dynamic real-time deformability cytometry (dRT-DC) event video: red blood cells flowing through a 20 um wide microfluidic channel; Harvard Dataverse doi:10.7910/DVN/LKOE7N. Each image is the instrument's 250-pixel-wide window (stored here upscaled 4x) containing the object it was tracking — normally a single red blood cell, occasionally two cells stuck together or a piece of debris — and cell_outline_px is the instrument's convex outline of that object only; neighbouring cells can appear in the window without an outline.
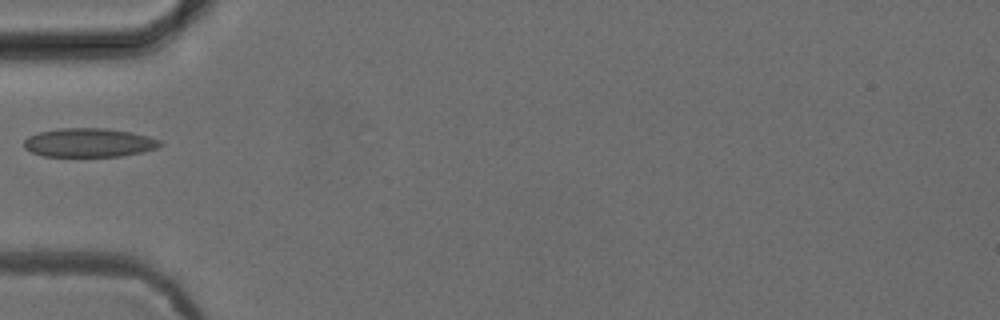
{"species": "common noctule bat (a hibernating species)", "species_latin": "Nyctalus noctula", "temperature_condition": "cold", "stored_images_in_passage": 25, "camera_frame_rate_fps": 3000, "um_per_image_px": 0.085, "animal": {"sex": "female", "body_mass_g": 24.6, "forearm_length_mm": 56.2}, "frame": {"image": 1, "passage_image": 1, "time_ms": 0.0, "image_size_px": [1000, 320], "cell_outline_px": [[164, 144], [156, 148], [144, 152], [120, 156], [44, 156], [32, 152], [24, 148], [24, 140], [28, 136], [40, 132], [60, 128], [108, 128], [132, 132], [148, 136], [160, 140]], "centroid_in_image_um": [7.59, 12.12], "position_along_channel_um": 77.4, "area_um2": 22.95}}
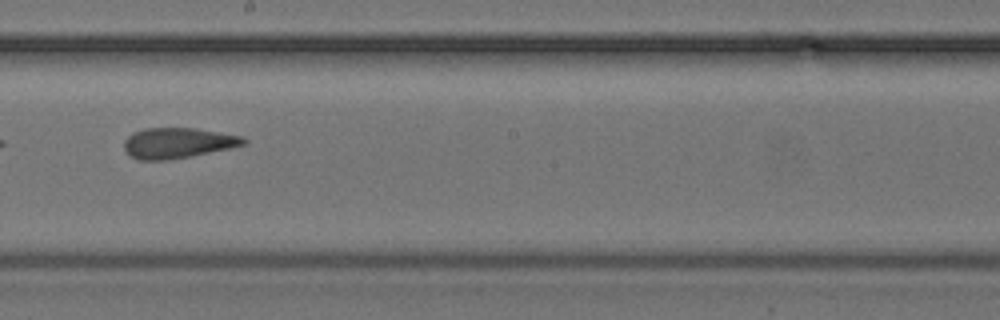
{"frame": {"image": 2, "passage_image": 13, "time_ms": 4.0, "image_size_px": [1000, 320], "cell_outline_px": [[248, 144], [168, 160], [140, 160], [132, 156], [124, 148], [124, 140], [132, 132], [144, 128], [192, 128], [244, 136], [248, 140]], "centroid_in_image_um": [15.11, 12.14], "position_along_channel_um": 233.1, "area_um2": 21.04}}
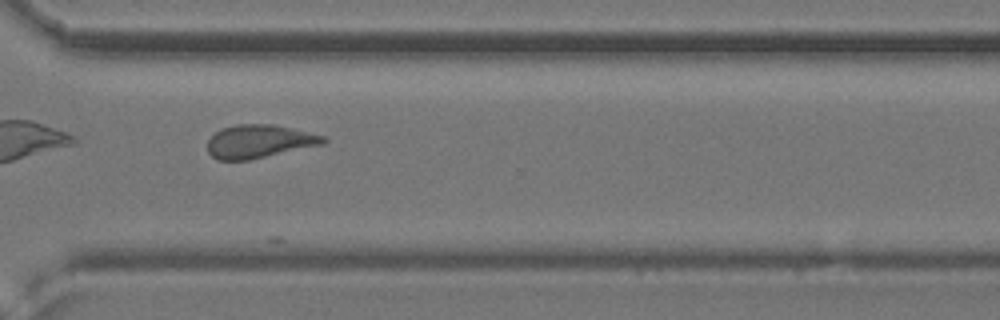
{"frame": {"image": 3, "passage_image": 22, "time_ms": 7.0, "image_size_px": [1000, 320], "cell_outline_px": [[328, 140], [324, 144], [248, 160], [216, 160], [208, 152], [208, 140], [220, 128], [236, 124], [272, 124], [292, 128], [324, 136]], "centroid_in_image_um": [22.02, 12.01], "position_along_channel_um": 348.6, "area_um2": 22.43}}